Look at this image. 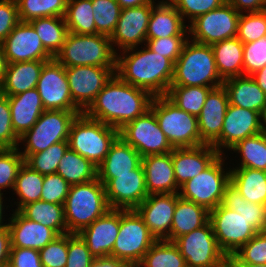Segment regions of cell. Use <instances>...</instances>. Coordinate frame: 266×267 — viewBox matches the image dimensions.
<instances>
[{"label":"cell","instance_id":"1","mask_svg":"<svg viewBox=\"0 0 266 267\" xmlns=\"http://www.w3.org/2000/svg\"><path fill=\"white\" fill-rule=\"evenodd\" d=\"M152 99L147 90L124 82L115 73L84 113L119 130L149 110Z\"/></svg>","mask_w":266,"mask_h":267},{"label":"cell","instance_id":"2","mask_svg":"<svg viewBox=\"0 0 266 267\" xmlns=\"http://www.w3.org/2000/svg\"><path fill=\"white\" fill-rule=\"evenodd\" d=\"M136 48L123 50V56L117 53L115 73L124 82L147 90L153 97L167 95L174 76V64L147 45L145 49L133 52Z\"/></svg>","mask_w":266,"mask_h":267},{"label":"cell","instance_id":"3","mask_svg":"<svg viewBox=\"0 0 266 267\" xmlns=\"http://www.w3.org/2000/svg\"><path fill=\"white\" fill-rule=\"evenodd\" d=\"M110 209L99 179L71 185L64 203L67 233L78 234Z\"/></svg>","mask_w":266,"mask_h":267},{"label":"cell","instance_id":"4","mask_svg":"<svg viewBox=\"0 0 266 267\" xmlns=\"http://www.w3.org/2000/svg\"><path fill=\"white\" fill-rule=\"evenodd\" d=\"M223 82L216 68L211 45L188 40L174 63L171 86L218 88L223 86Z\"/></svg>","mask_w":266,"mask_h":267},{"label":"cell","instance_id":"5","mask_svg":"<svg viewBox=\"0 0 266 267\" xmlns=\"http://www.w3.org/2000/svg\"><path fill=\"white\" fill-rule=\"evenodd\" d=\"M54 58L64 67L116 66L117 52L109 36L69 32L62 49Z\"/></svg>","mask_w":266,"mask_h":267},{"label":"cell","instance_id":"6","mask_svg":"<svg viewBox=\"0 0 266 267\" xmlns=\"http://www.w3.org/2000/svg\"><path fill=\"white\" fill-rule=\"evenodd\" d=\"M118 136V129L81 113L71 124L68 144L70 149L98 167Z\"/></svg>","mask_w":266,"mask_h":267},{"label":"cell","instance_id":"7","mask_svg":"<svg viewBox=\"0 0 266 267\" xmlns=\"http://www.w3.org/2000/svg\"><path fill=\"white\" fill-rule=\"evenodd\" d=\"M150 109L173 148L205 144L198 128V117L181 110L166 95L154 96Z\"/></svg>","mask_w":266,"mask_h":267},{"label":"cell","instance_id":"8","mask_svg":"<svg viewBox=\"0 0 266 267\" xmlns=\"http://www.w3.org/2000/svg\"><path fill=\"white\" fill-rule=\"evenodd\" d=\"M156 239L135 209H120V229L111 257L137 267Z\"/></svg>","mask_w":266,"mask_h":267},{"label":"cell","instance_id":"9","mask_svg":"<svg viewBox=\"0 0 266 267\" xmlns=\"http://www.w3.org/2000/svg\"><path fill=\"white\" fill-rule=\"evenodd\" d=\"M81 113L45 110L32 128L19 138V143H26L24 152H20L24 159L30 154L46 150L54 143L68 141L71 124Z\"/></svg>","mask_w":266,"mask_h":267},{"label":"cell","instance_id":"10","mask_svg":"<svg viewBox=\"0 0 266 267\" xmlns=\"http://www.w3.org/2000/svg\"><path fill=\"white\" fill-rule=\"evenodd\" d=\"M220 154L207 168L184 183L179 196L205 207L208 211L222 203L225 188L230 184L231 169L223 168Z\"/></svg>","mask_w":266,"mask_h":267},{"label":"cell","instance_id":"11","mask_svg":"<svg viewBox=\"0 0 266 267\" xmlns=\"http://www.w3.org/2000/svg\"><path fill=\"white\" fill-rule=\"evenodd\" d=\"M97 178L105 187L110 209H136L149 195L141 164L130 173L97 174Z\"/></svg>","mask_w":266,"mask_h":267},{"label":"cell","instance_id":"12","mask_svg":"<svg viewBox=\"0 0 266 267\" xmlns=\"http://www.w3.org/2000/svg\"><path fill=\"white\" fill-rule=\"evenodd\" d=\"M190 267H219L227 255L218 246L211 222L173 241Z\"/></svg>","mask_w":266,"mask_h":267},{"label":"cell","instance_id":"13","mask_svg":"<svg viewBox=\"0 0 266 267\" xmlns=\"http://www.w3.org/2000/svg\"><path fill=\"white\" fill-rule=\"evenodd\" d=\"M119 136L141 157L165 154L174 149L159 127L155 113L151 109L119 129Z\"/></svg>","mask_w":266,"mask_h":267},{"label":"cell","instance_id":"14","mask_svg":"<svg viewBox=\"0 0 266 267\" xmlns=\"http://www.w3.org/2000/svg\"><path fill=\"white\" fill-rule=\"evenodd\" d=\"M241 13L225 2L219 8L213 9L197 17L188 26L194 42L212 45L225 39L237 37L238 21Z\"/></svg>","mask_w":266,"mask_h":267},{"label":"cell","instance_id":"15","mask_svg":"<svg viewBox=\"0 0 266 267\" xmlns=\"http://www.w3.org/2000/svg\"><path fill=\"white\" fill-rule=\"evenodd\" d=\"M209 221L218 246L227 257L258 233L240 213L222 204L209 211Z\"/></svg>","mask_w":266,"mask_h":267},{"label":"cell","instance_id":"16","mask_svg":"<svg viewBox=\"0 0 266 267\" xmlns=\"http://www.w3.org/2000/svg\"><path fill=\"white\" fill-rule=\"evenodd\" d=\"M116 66L65 67L71 98L84 113L115 74Z\"/></svg>","mask_w":266,"mask_h":267},{"label":"cell","instance_id":"17","mask_svg":"<svg viewBox=\"0 0 266 267\" xmlns=\"http://www.w3.org/2000/svg\"><path fill=\"white\" fill-rule=\"evenodd\" d=\"M36 89L45 110L81 111L71 98L65 67L55 58L43 65Z\"/></svg>","mask_w":266,"mask_h":267},{"label":"cell","instance_id":"18","mask_svg":"<svg viewBox=\"0 0 266 267\" xmlns=\"http://www.w3.org/2000/svg\"><path fill=\"white\" fill-rule=\"evenodd\" d=\"M179 193L150 194L135 209L156 240L170 241L172 219Z\"/></svg>","mask_w":266,"mask_h":267},{"label":"cell","instance_id":"19","mask_svg":"<svg viewBox=\"0 0 266 267\" xmlns=\"http://www.w3.org/2000/svg\"><path fill=\"white\" fill-rule=\"evenodd\" d=\"M1 45L8 64L53 59L29 22L20 21Z\"/></svg>","mask_w":266,"mask_h":267},{"label":"cell","instance_id":"20","mask_svg":"<svg viewBox=\"0 0 266 267\" xmlns=\"http://www.w3.org/2000/svg\"><path fill=\"white\" fill-rule=\"evenodd\" d=\"M261 132L259 112L229 104L221 135L212 146L222 155L221 148L229 150L243 139Z\"/></svg>","mask_w":266,"mask_h":267},{"label":"cell","instance_id":"21","mask_svg":"<svg viewBox=\"0 0 266 267\" xmlns=\"http://www.w3.org/2000/svg\"><path fill=\"white\" fill-rule=\"evenodd\" d=\"M154 3L121 10L115 31L110 37L112 46L117 45L118 49L126 50L146 42L147 28Z\"/></svg>","mask_w":266,"mask_h":267},{"label":"cell","instance_id":"22","mask_svg":"<svg viewBox=\"0 0 266 267\" xmlns=\"http://www.w3.org/2000/svg\"><path fill=\"white\" fill-rule=\"evenodd\" d=\"M120 229V209H109L78 235L86 243L91 255L96 258L111 257Z\"/></svg>","mask_w":266,"mask_h":267},{"label":"cell","instance_id":"23","mask_svg":"<svg viewBox=\"0 0 266 267\" xmlns=\"http://www.w3.org/2000/svg\"><path fill=\"white\" fill-rule=\"evenodd\" d=\"M220 154L209 144L196 147L174 148L172 163L177 186L180 188L189 179L207 168Z\"/></svg>","mask_w":266,"mask_h":267},{"label":"cell","instance_id":"24","mask_svg":"<svg viewBox=\"0 0 266 267\" xmlns=\"http://www.w3.org/2000/svg\"><path fill=\"white\" fill-rule=\"evenodd\" d=\"M229 98L224 86L212 89L198 116L200 138L212 145L221 135Z\"/></svg>","mask_w":266,"mask_h":267},{"label":"cell","instance_id":"25","mask_svg":"<svg viewBox=\"0 0 266 267\" xmlns=\"http://www.w3.org/2000/svg\"><path fill=\"white\" fill-rule=\"evenodd\" d=\"M9 219L11 247L41 250L59 236L52 228L27 219L19 211L15 210Z\"/></svg>","mask_w":266,"mask_h":267},{"label":"cell","instance_id":"26","mask_svg":"<svg viewBox=\"0 0 266 267\" xmlns=\"http://www.w3.org/2000/svg\"><path fill=\"white\" fill-rule=\"evenodd\" d=\"M141 165L145 174L147 193H179L174 168L172 152L142 157Z\"/></svg>","mask_w":266,"mask_h":267},{"label":"cell","instance_id":"27","mask_svg":"<svg viewBox=\"0 0 266 267\" xmlns=\"http://www.w3.org/2000/svg\"><path fill=\"white\" fill-rule=\"evenodd\" d=\"M7 97L11 111L13 130L20 138L25 132L32 128L45 109L36 88Z\"/></svg>","mask_w":266,"mask_h":267},{"label":"cell","instance_id":"28","mask_svg":"<svg viewBox=\"0 0 266 267\" xmlns=\"http://www.w3.org/2000/svg\"><path fill=\"white\" fill-rule=\"evenodd\" d=\"M50 60H33L7 64L0 83L1 94L13 96L36 88L43 65Z\"/></svg>","mask_w":266,"mask_h":267},{"label":"cell","instance_id":"29","mask_svg":"<svg viewBox=\"0 0 266 267\" xmlns=\"http://www.w3.org/2000/svg\"><path fill=\"white\" fill-rule=\"evenodd\" d=\"M158 4V5H157ZM152 7L147 28V39H157L185 35L188 25H185L181 14L174 5L166 0Z\"/></svg>","mask_w":266,"mask_h":267},{"label":"cell","instance_id":"30","mask_svg":"<svg viewBox=\"0 0 266 267\" xmlns=\"http://www.w3.org/2000/svg\"><path fill=\"white\" fill-rule=\"evenodd\" d=\"M229 104L261 113L266 105V94L250 75H242L223 82Z\"/></svg>","mask_w":266,"mask_h":267},{"label":"cell","instance_id":"31","mask_svg":"<svg viewBox=\"0 0 266 267\" xmlns=\"http://www.w3.org/2000/svg\"><path fill=\"white\" fill-rule=\"evenodd\" d=\"M215 64L223 81L243 75L244 43L237 37L225 39L211 45Z\"/></svg>","mask_w":266,"mask_h":267},{"label":"cell","instance_id":"32","mask_svg":"<svg viewBox=\"0 0 266 267\" xmlns=\"http://www.w3.org/2000/svg\"><path fill=\"white\" fill-rule=\"evenodd\" d=\"M208 221L209 211L205 207L179 197L172 219L170 241L201 228Z\"/></svg>","mask_w":266,"mask_h":267},{"label":"cell","instance_id":"33","mask_svg":"<svg viewBox=\"0 0 266 267\" xmlns=\"http://www.w3.org/2000/svg\"><path fill=\"white\" fill-rule=\"evenodd\" d=\"M141 155L120 136L110 146L105 159L98 165L97 174H124L136 169Z\"/></svg>","mask_w":266,"mask_h":267},{"label":"cell","instance_id":"34","mask_svg":"<svg viewBox=\"0 0 266 267\" xmlns=\"http://www.w3.org/2000/svg\"><path fill=\"white\" fill-rule=\"evenodd\" d=\"M230 183L249 202L266 206V171L252 168H233Z\"/></svg>","mask_w":266,"mask_h":267},{"label":"cell","instance_id":"35","mask_svg":"<svg viewBox=\"0 0 266 267\" xmlns=\"http://www.w3.org/2000/svg\"><path fill=\"white\" fill-rule=\"evenodd\" d=\"M221 204L240 213L257 232L266 231V206L247 201L231 183L225 188Z\"/></svg>","mask_w":266,"mask_h":267},{"label":"cell","instance_id":"36","mask_svg":"<svg viewBox=\"0 0 266 267\" xmlns=\"http://www.w3.org/2000/svg\"><path fill=\"white\" fill-rule=\"evenodd\" d=\"M19 212L29 220L52 228L58 235L67 233L62 204L38 200L23 206Z\"/></svg>","mask_w":266,"mask_h":267},{"label":"cell","instance_id":"37","mask_svg":"<svg viewBox=\"0 0 266 267\" xmlns=\"http://www.w3.org/2000/svg\"><path fill=\"white\" fill-rule=\"evenodd\" d=\"M29 23L36 30L45 50L54 58L62 49L69 33L65 17H43Z\"/></svg>","mask_w":266,"mask_h":267},{"label":"cell","instance_id":"38","mask_svg":"<svg viewBox=\"0 0 266 267\" xmlns=\"http://www.w3.org/2000/svg\"><path fill=\"white\" fill-rule=\"evenodd\" d=\"M56 173L61 175L70 185L97 179V167L70 148L60 160Z\"/></svg>","mask_w":266,"mask_h":267},{"label":"cell","instance_id":"39","mask_svg":"<svg viewBox=\"0 0 266 267\" xmlns=\"http://www.w3.org/2000/svg\"><path fill=\"white\" fill-rule=\"evenodd\" d=\"M186 267V261L173 241L156 240L137 267Z\"/></svg>","mask_w":266,"mask_h":267},{"label":"cell","instance_id":"40","mask_svg":"<svg viewBox=\"0 0 266 267\" xmlns=\"http://www.w3.org/2000/svg\"><path fill=\"white\" fill-rule=\"evenodd\" d=\"M65 21L70 33L98 34L91 0H68Z\"/></svg>","mask_w":266,"mask_h":267},{"label":"cell","instance_id":"41","mask_svg":"<svg viewBox=\"0 0 266 267\" xmlns=\"http://www.w3.org/2000/svg\"><path fill=\"white\" fill-rule=\"evenodd\" d=\"M212 87L170 86L167 97L181 110L198 117Z\"/></svg>","mask_w":266,"mask_h":267},{"label":"cell","instance_id":"42","mask_svg":"<svg viewBox=\"0 0 266 267\" xmlns=\"http://www.w3.org/2000/svg\"><path fill=\"white\" fill-rule=\"evenodd\" d=\"M21 22L43 17H65L68 0H15Z\"/></svg>","mask_w":266,"mask_h":267},{"label":"cell","instance_id":"43","mask_svg":"<svg viewBox=\"0 0 266 267\" xmlns=\"http://www.w3.org/2000/svg\"><path fill=\"white\" fill-rule=\"evenodd\" d=\"M241 153V166L266 171V136L263 132L238 142L231 151Z\"/></svg>","mask_w":266,"mask_h":267},{"label":"cell","instance_id":"44","mask_svg":"<svg viewBox=\"0 0 266 267\" xmlns=\"http://www.w3.org/2000/svg\"><path fill=\"white\" fill-rule=\"evenodd\" d=\"M44 175L31 169L25 163L21 166L16 177L13 191L18 195L20 201L16 211L23 206L41 199Z\"/></svg>","mask_w":266,"mask_h":267},{"label":"cell","instance_id":"45","mask_svg":"<svg viewBox=\"0 0 266 267\" xmlns=\"http://www.w3.org/2000/svg\"><path fill=\"white\" fill-rule=\"evenodd\" d=\"M68 148V141L54 143L44 151L28 155L24 163L42 175L54 174Z\"/></svg>","mask_w":266,"mask_h":267},{"label":"cell","instance_id":"46","mask_svg":"<svg viewBox=\"0 0 266 267\" xmlns=\"http://www.w3.org/2000/svg\"><path fill=\"white\" fill-rule=\"evenodd\" d=\"M91 3L97 33L111 37L121 14V6L116 0H91Z\"/></svg>","mask_w":266,"mask_h":267},{"label":"cell","instance_id":"47","mask_svg":"<svg viewBox=\"0 0 266 267\" xmlns=\"http://www.w3.org/2000/svg\"><path fill=\"white\" fill-rule=\"evenodd\" d=\"M266 37V9L259 12L241 13L238 21L237 38L243 43Z\"/></svg>","mask_w":266,"mask_h":267},{"label":"cell","instance_id":"48","mask_svg":"<svg viewBox=\"0 0 266 267\" xmlns=\"http://www.w3.org/2000/svg\"><path fill=\"white\" fill-rule=\"evenodd\" d=\"M18 150V147L0 149V192L6 188L14 189L16 177L24 164V157Z\"/></svg>","mask_w":266,"mask_h":267},{"label":"cell","instance_id":"49","mask_svg":"<svg viewBox=\"0 0 266 267\" xmlns=\"http://www.w3.org/2000/svg\"><path fill=\"white\" fill-rule=\"evenodd\" d=\"M232 255L240 263L266 264V231L258 232Z\"/></svg>","mask_w":266,"mask_h":267},{"label":"cell","instance_id":"50","mask_svg":"<svg viewBox=\"0 0 266 267\" xmlns=\"http://www.w3.org/2000/svg\"><path fill=\"white\" fill-rule=\"evenodd\" d=\"M43 267H65L68 257V233L59 235L39 250Z\"/></svg>","mask_w":266,"mask_h":267},{"label":"cell","instance_id":"51","mask_svg":"<svg viewBox=\"0 0 266 267\" xmlns=\"http://www.w3.org/2000/svg\"><path fill=\"white\" fill-rule=\"evenodd\" d=\"M266 65V37L244 43L243 75H252Z\"/></svg>","mask_w":266,"mask_h":267},{"label":"cell","instance_id":"52","mask_svg":"<svg viewBox=\"0 0 266 267\" xmlns=\"http://www.w3.org/2000/svg\"><path fill=\"white\" fill-rule=\"evenodd\" d=\"M70 186L71 185L57 173L44 175L40 200L64 205Z\"/></svg>","mask_w":266,"mask_h":267},{"label":"cell","instance_id":"53","mask_svg":"<svg viewBox=\"0 0 266 267\" xmlns=\"http://www.w3.org/2000/svg\"><path fill=\"white\" fill-rule=\"evenodd\" d=\"M176 10L184 17L190 19V23L197 17L222 6L226 0H169Z\"/></svg>","mask_w":266,"mask_h":267},{"label":"cell","instance_id":"54","mask_svg":"<svg viewBox=\"0 0 266 267\" xmlns=\"http://www.w3.org/2000/svg\"><path fill=\"white\" fill-rule=\"evenodd\" d=\"M186 35L146 39V45L154 52L167 57L173 64L181 55L185 43L189 40Z\"/></svg>","mask_w":266,"mask_h":267},{"label":"cell","instance_id":"55","mask_svg":"<svg viewBox=\"0 0 266 267\" xmlns=\"http://www.w3.org/2000/svg\"><path fill=\"white\" fill-rule=\"evenodd\" d=\"M19 137L15 134L12 126L11 111L8 97L0 95V149L17 148Z\"/></svg>","mask_w":266,"mask_h":267},{"label":"cell","instance_id":"56","mask_svg":"<svg viewBox=\"0 0 266 267\" xmlns=\"http://www.w3.org/2000/svg\"><path fill=\"white\" fill-rule=\"evenodd\" d=\"M94 259L81 237L68 233V257L65 267H90Z\"/></svg>","mask_w":266,"mask_h":267},{"label":"cell","instance_id":"57","mask_svg":"<svg viewBox=\"0 0 266 267\" xmlns=\"http://www.w3.org/2000/svg\"><path fill=\"white\" fill-rule=\"evenodd\" d=\"M20 22L15 0H0V43H2Z\"/></svg>","mask_w":266,"mask_h":267},{"label":"cell","instance_id":"58","mask_svg":"<svg viewBox=\"0 0 266 267\" xmlns=\"http://www.w3.org/2000/svg\"><path fill=\"white\" fill-rule=\"evenodd\" d=\"M8 265L10 267H43L39 250L19 247H11Z\"/></svg>","mask_w":266,"mask_h":267},{"label":"cell","instance_id":"59","mask_svg":"<svg viewBox=\"0 0 266 267\" xmlns=\"http://www.w3.org/2000/svg\"><path fill=\"white\" fill-rule=\"evenodd\" d=\"M226 2L239 13L259 12L266 9V0H226Z\"/></svg>","mask_w":266,"mask_h":267},{"label":"cell","instance_id":"60","mask_svg":"<svg viewBox=\"0 0 266 267\" xmlns=\"http://www.w3.org/2000/svg\"><path fill=\"white\" fill-rule=\"evenodd\" d=\"M11 249L10 232L8 226L0 227V266L7 265Z\"/></svg>","mask_w":266,"mask_h":267},{"label":"cell","instance_id":"61","mask_svg":"<svg viewBox=\"0 0 266 267\" xmlns=\"http://www.w3.org/2000/svg\"><path fill=\"white\" fill-rule=\"evenodd\" d=\"M90 267H130L127 263L116 258H96L91 262Z\"/></svg>","mask_w":266,"mask_h":267},{"label":"cell","instance_id":"62","mask_svg":"<svg viewBox=\"0 0 266 267\" xmlns=\"http://www.w3.org/2000/svg\"><path fill=\"white\" fill-rule=\"evenodd\" d=\"M250 76L266 94V65Z\"/></svg>","mask_w":266,"mask_h":267},{"label":"cell","instance_id":"63","mask_svg":"<svg viewBox=\"0 0 266 267\" xmlns=\"http://www.w3.org/2000/svg\"><path fill=\"white\" fill-rule=\"evenodd\" d=\"M121 8H133V7H139L146 4H149L150 2H154V0H116Z\"/></svg>","mask_w":266,"mask_h":267},{"label":"cell","instance_id":"64","mask_svg":"<svg viewBox=\"0 0 266 267\" xmlns=\"http://www.w3.org/2000/svg\"><path fill=\"white\" fill-rule=\"evenodd\" d=\"M7 64L8 63L6 61V56H5V53H4V49H3V46L0 43V83L2 81L4 72H5L6 68H7Z\"/></svg>","mask_w":266,"mask_h":267},{"label":"cell","instance_id":"65","mask_svg":"<svg viewBox=\"0 0 266 267\" xmlns=\"http://www.w3.org/2000/svg\"><path fill=\"white\" fill-rule=\"evenodd\" d=\"M228 260L235 267H266V264H249V263H240L233 255L228 256Z\"/></svg>","mask_w":266,"mask_h":267},{"label":"cell","instance_id":"66","mask_svg":"<svg viewBox=\"0 0 266 267\" xmlns=\"http://www.w3.org/2000/svg\"><path fill=\"white\" fill-rule=\"evenodd\" d=\"M260 126H261V131L263 133L266 132V105L263 107L260 113Z\"/></svg>","mask_w":266,"mask_h":267},{"label":"cell","instance_id":"67","mask_svg":"<svg viewBox=\"0 0 266 267\" xmlns=\"http://www.w3.org/2000/svg\"><path fill=\"white\" fill-rule=\"evenodd\" d=\"M2 195H3V193L0 192V227H3V226H6L7 225L6 223L3 224V222H2V221H5V220L2 219L3 218V214L2 213H3V210H4L3 209L4 206L2 205L3 204Z\"/></svg>","mask_w":266,"mask_h":267},{"label":"cell","instance_id":"68","mask_svg":"<svg viewBox=\"0 0 266 267\" xmlns=\"http://www.w3.org/2000/svg\"><path fill=\"white\" fill-rule=\"evenodd\" d=\"M219 267H235L228 259Z\"/></svg>","mask_w":266,"mask_h":267},{"label":"cell","instance_id":"69","mask_svg":"<svg viewBox=\"0 0 266 267\" xmlns=\"http://www.w3.org/2000/svg\"><path fill=\"white\" fill-rule=\"evenodd\" d=\"M0 267H10L8 264L7 265H4V266H0Z\"/></svg>","mask_w":266,"mask_h":267}]
</instances>
